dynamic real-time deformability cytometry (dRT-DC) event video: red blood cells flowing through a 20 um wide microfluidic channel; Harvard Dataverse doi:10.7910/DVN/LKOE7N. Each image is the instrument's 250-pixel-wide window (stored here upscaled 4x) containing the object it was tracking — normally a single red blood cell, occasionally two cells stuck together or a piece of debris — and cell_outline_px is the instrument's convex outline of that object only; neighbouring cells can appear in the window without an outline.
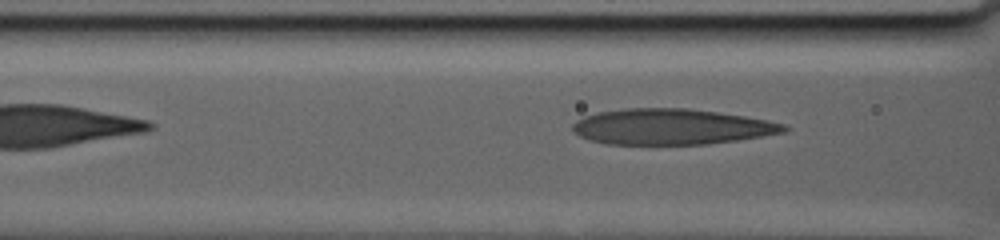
{"species": "human", "species_latin": "Homo sapiens", "temperature_condition": "warm", "stored_images_in_passage": 6, "segment_of_instrument_passage": [2, 2], "camera_frame_rate_fps": 3000, "um_per_image_px": 0.085, "donor": {"sex": "male"}, "frame": {"image": 1, "passage_image": 6, "time_ms": 4.0, "image_size_px": [1000, 240], "cell_outline_px": [[788, 128], [784, 132], [736, 140], [708, 144], [608, 144], [588, 140], [572, 132], [572, 124], [576, 120], [584, 116], [596, 112], [624, 108], [688, 108], [744, 116], [768, 120], [784, 124]], "centroid_in_image_um": [57.0, 10.77], "position_along_channel_um": 109.6, "area_um2": 43.99}}